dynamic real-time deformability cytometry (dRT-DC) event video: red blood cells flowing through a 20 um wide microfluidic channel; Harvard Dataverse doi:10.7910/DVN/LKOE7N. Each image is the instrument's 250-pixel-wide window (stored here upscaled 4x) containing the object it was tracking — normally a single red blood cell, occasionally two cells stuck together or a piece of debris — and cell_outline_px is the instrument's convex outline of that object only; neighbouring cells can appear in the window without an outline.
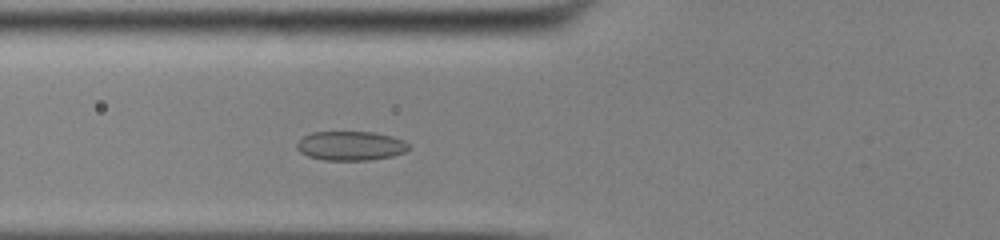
{"species": "common noctule bat (a hibernating species)", "species_latin": "Nyctalus noctula", "temperature_condition": "cold", "stored_images_in_passage": 42, "camera_frame_rate_fps": 3000, "um_per_image_px": 0.085, "animal": {"sex": "male", "body_mass_g": 13.0, "forearm_length_mm": 53.1}, "frame": {"image": 1, "passage_image": 10, "time_ms": 3.0, "image_size_px": [1000, 240], "cell_outline_px": [[408, 148], [404, 152], [392, 156], [372, 160], [324, 160], [308, 156], [300, 152], [296, 148], [296, 144], [304, 136], [312, 132], [372, 132], [392, 136], [404, 140], [408, 144]], "centroid_in_image_um": [29.79, 12.4], "position_along_channel_um": 96.0, "area_um2": 19.02}}
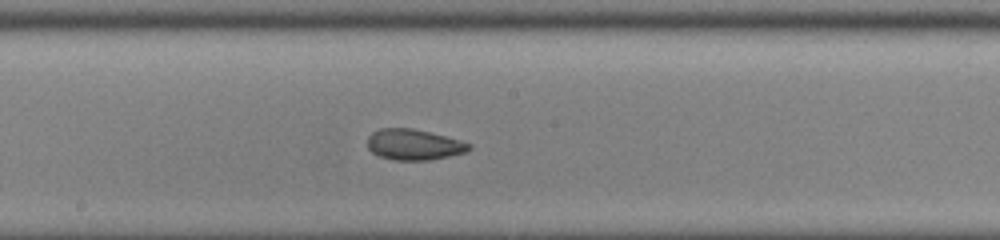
{"frame": {"image": 2, "passage_image": 19, "time_ms": 6.0, "image_size_px": [1000, 240], "cell_outline_px": [[472, 148], [468, 152], [428, 160], [392, 160], [380, 156], [372, 152], [368, 148], [368, 136], [372, 132], [380, 128], [412, 128], [460, 140], [472, 144]], "centroid_in_image_um": [35.18, 12.29], "position_along_channel_um": 213.0, "area_um2": 18.21}}
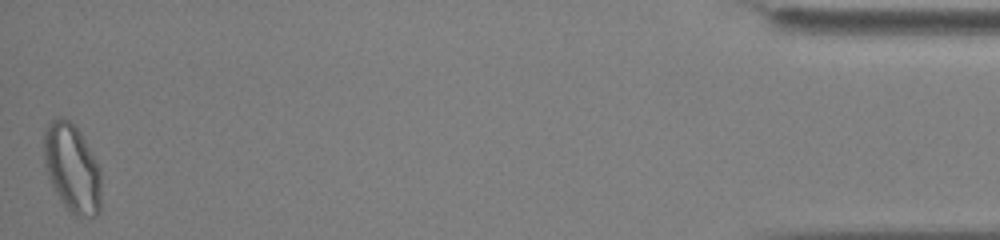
{"frame": {"image": 3, "passage_image": 42, "time_ms": 13.667, "image_size_px": [1000, 240], "cell_outline_px": [[100, 212], [96, 216], [76, 216], [60, 200], [48, 180], [44, 164], [44, 128], [52, 120], [60, 116], [68, 120], [80, 132], [96, 160], [100, 168]], "centroid_in_image_um": [6.11, 14.29], "position_along_channel_um": 429.1, "area_um2": 29.54}, "authors_computed_cell_mechanics": {"area_um2": 19.1607, "velocity_mm_per_s": 3.8935, "shape_relaxation_time_tau1_ms": 8.1533, "shape_relaxation_time_tau2_ms": 3.1725, "deformation_change_tau1": 0.1105, "deformation_change_tau2": 0.0667}}